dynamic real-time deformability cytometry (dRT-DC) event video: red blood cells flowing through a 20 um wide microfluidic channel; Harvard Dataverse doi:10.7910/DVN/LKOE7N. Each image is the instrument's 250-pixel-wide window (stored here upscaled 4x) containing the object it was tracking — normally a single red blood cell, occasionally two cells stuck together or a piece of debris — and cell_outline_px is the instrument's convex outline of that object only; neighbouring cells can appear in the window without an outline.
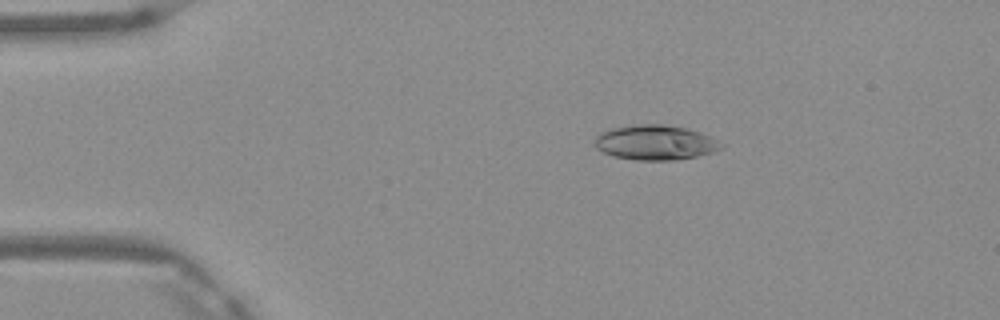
{"species": "Egyptian fruit bat (a non-hibernating species)", "species_latin": "Rousettus aegyptiacus", "temperature_condition": "warm", "stored_images_in_passage": 5, "camera_frame_rate_fps": 3000, "um_per_image_px": 0.085, "frame": {"image": 1, "passage_image": 3, "time_ms": 0.667, "image_size_px": [1000, 320], "cell_outline_px": [[724, 148], [712, 152], [696, 156], [676, 160], [636, 160], [612, 156], [596, 148], [596, 136], [612, 128], [640, 124], [664, 124], [684, 128], [700, 132], [724, 144]], "centroid_in_image_um": [55.72, 12.12], "position_along_channel_um": 29.3, "area_um2": 25.43}}
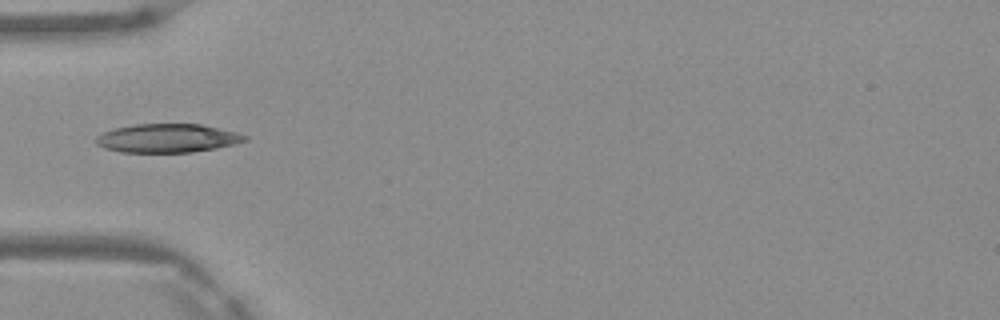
{"frame": {"image": 2, "passage_image": 5, "time_ms": 1.333, "image_size_px": [1000, 320], "cell_outline_px": [[248, 140], [236, 144], [216, 148], [192, 152], [120, 152], [104, 148], [96, 144], [92, 140], [96, 136], [112, 128], [136, 124], [200, 124], [236, 132], [248, 136]], "centroid_in_image_um": [14.2, 11.75], "position_along_channel_um": 70.8, "area_um2": 25.03}}